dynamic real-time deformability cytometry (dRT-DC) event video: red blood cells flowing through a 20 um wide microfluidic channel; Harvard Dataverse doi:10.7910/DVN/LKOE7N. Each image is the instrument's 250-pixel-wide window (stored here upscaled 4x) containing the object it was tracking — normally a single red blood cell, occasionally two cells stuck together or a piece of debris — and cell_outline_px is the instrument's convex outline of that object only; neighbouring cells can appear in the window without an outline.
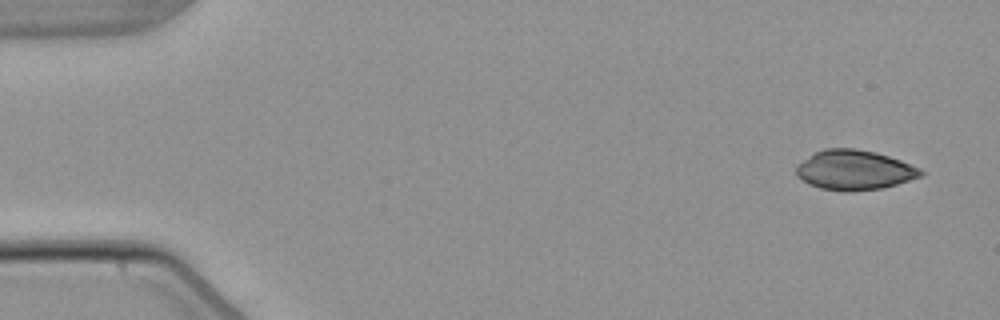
{"species": "common noctule bat (a hibernating species)", "species_latin": "Nyctalus noctula", "temperature_condition": "warm", "stored_images_in_passage": 4, "camera_frame_rate_fps": 3000, "um_per_image_px": 0.085, "animal": {"sex": "male", "body_mass_g": 21.5, "forearm_length_mm": 52.0}, "frame": {"image": 1, "passage_image": 1, "time_ms": 0.0, "image_size_px": [1000, 320], "cell_outline_px": [[924, 176], [896, 184], [880, 188], [820, 188], [808, 184], [796, 172], [796, 164], [816, 152], [824, 148], [856, 148], [876, 152], [900, 160], [920, 168], [924, 172]], "centroid_in_image_um": [72.65, 14.39], "position_along_channel_um": 12.3, "area_um2": 27.92}}
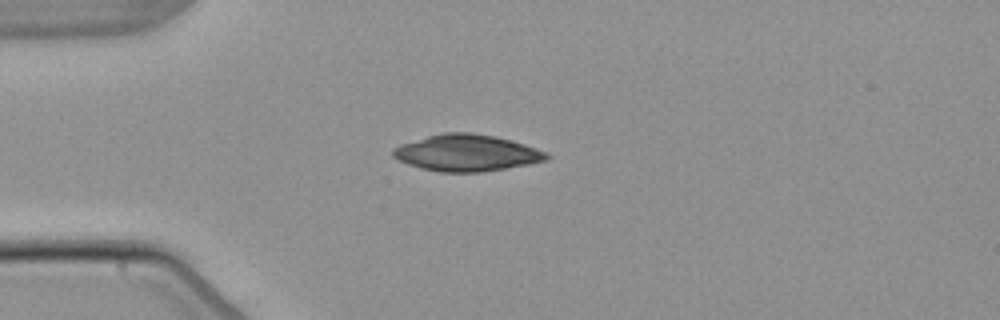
{"frame": {"image": 2, "passage_image": 4, "time_ms": 3.667, "image_size_px": [1000, 320], "cell_outline_px": [[552, 156], [548, 160], [528, 164], [480, 172], [440, 172], [420, 168], [408, 164], [392, 156], [392, 148], [400, 144], [428, 136], [444, 132], [472, 132], [496, 136], [512, 140], [536, 148]], "centroid_in_image_um": [39.66, 12.99], "position_along_channel_um": 45.3, "area_um2": 32.71}}